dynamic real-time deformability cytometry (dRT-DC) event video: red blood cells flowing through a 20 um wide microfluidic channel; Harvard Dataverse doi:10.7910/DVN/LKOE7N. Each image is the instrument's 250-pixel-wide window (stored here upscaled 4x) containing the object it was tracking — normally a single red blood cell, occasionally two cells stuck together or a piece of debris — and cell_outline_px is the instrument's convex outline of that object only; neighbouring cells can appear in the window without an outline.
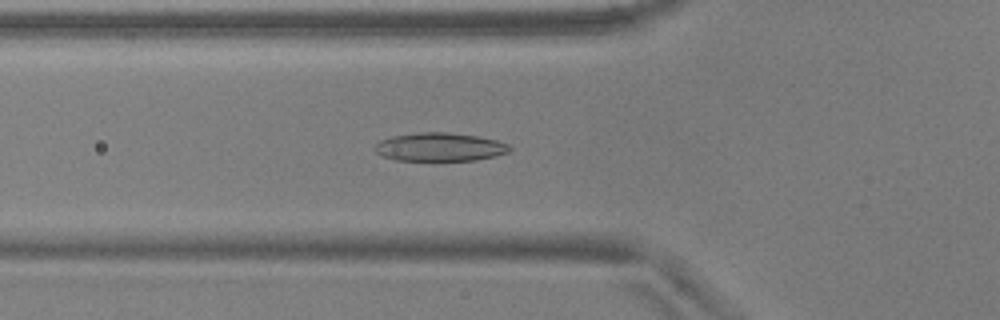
{"species": "common noctule bat (a hibernating species)", "species_latin": "Nyctalus noctula", "temperature_condition": "warm", "stored_images_in_passage": 54, "camera_frame_rate_fps": 3000, "um_per_image_px": 0.085, "animal": {"sex": "male", "body_mass_g": 17.9, "forearm_length_mm": 54.2}, "frame": {"image": 1, "passage_image": 19, "time_ms": 6.0, "image_size_px": [1000, 320], "cell_outline_px": [[512, 148], [508, 152], [496, 156], [476, 160], [396, 160], [384, 156], [376, 152], [372, 148], [380, 140], [392, 136], [420, 132], [448, 132], [480, 136], [496, 140], [508, 144]], "centroid_in_image_um": [37.39, 12.48], "position_along_channel_um": 88.4, "area_um2": 22.37}}
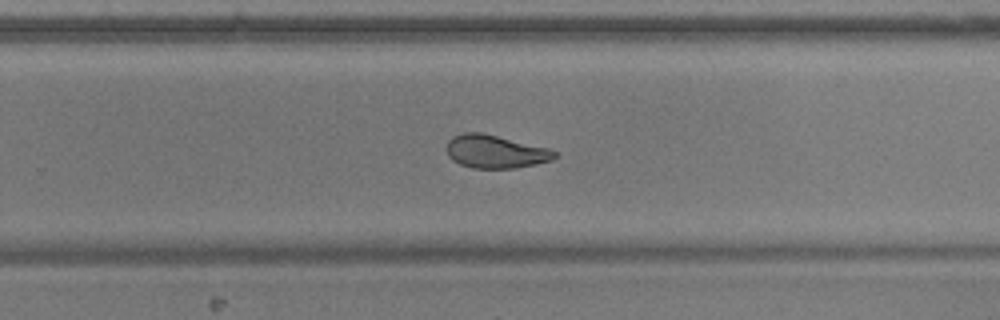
{"frame": {"image": 2, "passage_image": 35, "time_ms": 11.333, "image_size_px": [1000, 320], "cell_outline_px": [[556, 156], [552, 160], [536, 164], [516, 168], [472, 168], [460, 164], [452, 160], [448, 156], [448, 140], [452, 136], [464, 132], [480, 132], [548, 148], [556, 152]], "centroid_in_image_um": [42.09, 12.89], "position_along_channel_um": 287.7, "area_um2": 20.69}}
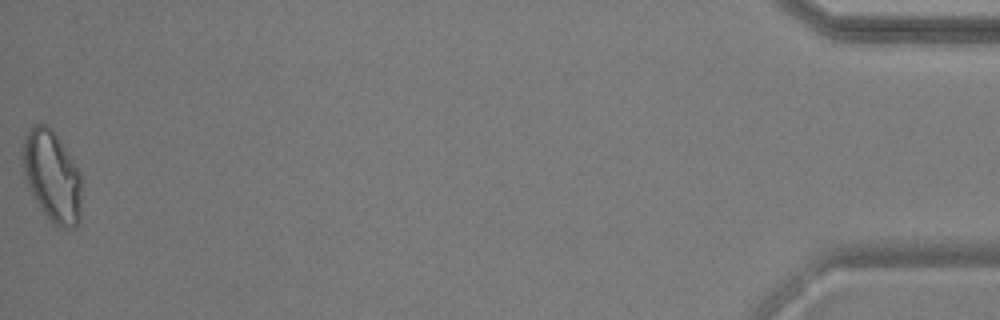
{"frame": {"image": 3, "passage_image": 54, "time_ms": 17.667, "image_size_px": [1000, 320], "cell_outline_px": [[80, 220], [76, 228], [60, 228], [40, 208], [32, 196], [24, 172], [24, 136], [32, 124], [44, 124], [56, 136], [80, 168]], "centroid_in_image_um": [4.45, 15.0], "position_along_channel_um": 430.7, "area_um2": 30.75}, "authors_computed_cell_mechanics": {"area_um2": 22.7154, "velocity_mm_per_s": 3.731, "shape_relaxation_time_tau1_ms": 8.5013, "shape_relaxation_time_tau2_ms": 2.7149, "deformation_change_tau1": 0.2091, "deformation_change_tau2": 0.0908}}